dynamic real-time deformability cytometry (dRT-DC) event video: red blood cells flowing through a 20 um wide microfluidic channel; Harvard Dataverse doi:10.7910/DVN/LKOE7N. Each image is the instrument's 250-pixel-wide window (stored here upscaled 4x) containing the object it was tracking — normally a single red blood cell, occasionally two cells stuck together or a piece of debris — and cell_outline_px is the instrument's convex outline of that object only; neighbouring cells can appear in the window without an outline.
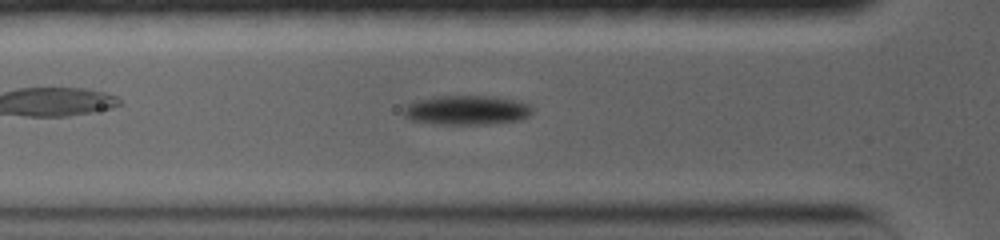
{"species": "common noctule bat (a hibernating species)", "species_latin": "Nyctalus noctula", "temperature_condition": "warm", "stored_images_in_passage": 20, "camera_frame_rate_fps": 5000, "um_per_image_px": 0.085, "animal": {"sex": "female", "body_mass_g": 19.0, "forearm_length_mm": 56.7}, "frame": {"image": 1, "passage_image": 4, "time_ms": 2.2, "image_size_px": [1000, 240], "cell_outline_px": [[532, 112], [528, 116], [520, 120], [488, 124], [432, 124], [412, 120], [404, 116], [404, 108], [412, 100], [436, 96], [496, 96], [520, 100], [528, 104], [532, 108]], "centroid_in_image_um": [39.67, 9.35], "position_along_channel_um": 86.1, "area_um2": 22.37}}
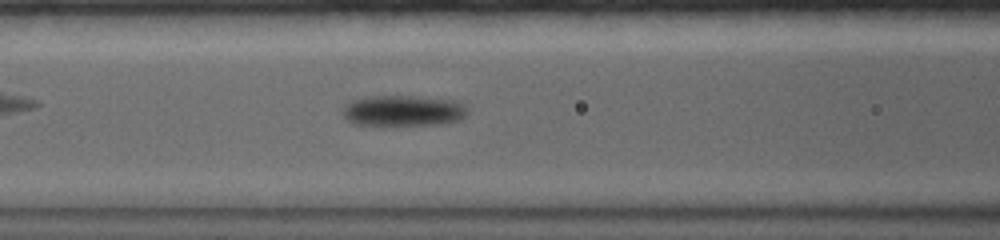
{"frame": {"image": 2, "passage_image": 6, "time_ms": 3.6, "image_size_px": [1000, 240], "cell_outline_px": [[468, 112], [460, 120], [440, 124], [384, 128], [380, 128], [352, 124], [344, 116], [344, 104], [352, 100], [364, 96], [412, 96], [456, 100]], "centroid_in_image_um": [34.18, 9.46], "position_along_channel_um": 132.4, "area_um2": 23.41}}
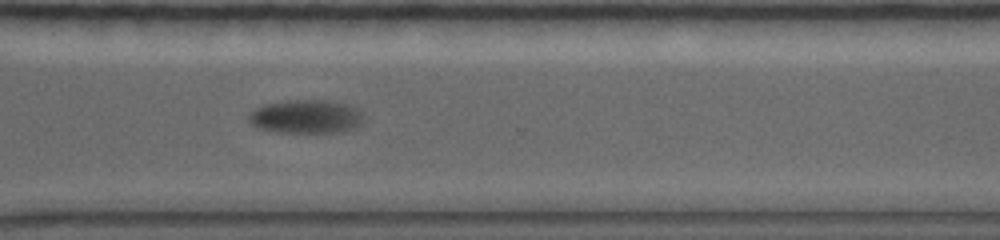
{"frame": {"image": 3, "passage_image": 15, "time_ms": 10.0, "image_size_px": [1000, 240], "cell_outline_px": [[364, 120], [356, 128], [340, 132], [280, 132], [256, 128], [248, 120], [248, 116], [256, 108], [264, 104], [288, 100], [324, 100], [348, 104], [356, 108], [360, 112]], "centroid_in_image_um": [26.01, 9.91], "position_along_channel_um": 344.6, "area_um2": 22.48}, "authors_computed_cell_mechanics": {"area_um2": 22.4264, "velocity_mm_per_s": 3.3132, "shape_relaxation_time_tau1_ms": 3.017, "shape_relaxation_time_tau2_ms": null, "deformation_change_tau1": 0.1016, "deformation_change_tau2": null}}